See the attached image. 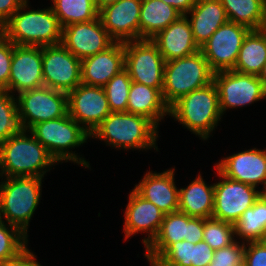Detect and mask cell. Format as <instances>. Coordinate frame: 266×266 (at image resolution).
Listing matches in <instances>:
<instances>
[{
	"label": "cell",
	"mask_w": 266,
	"mask_h": 266,
	"mask_svg": "<svg viewBox=\"0 0 266 266\" xmlns=\"http://www.w3.org/2000/svg\"><path fill=\"white\" fill-rule=\"evenodd\" d=\"M37 257L27 248L15 259L6 261L0 266H43L37 262Z\"/></svg>",
	"instance_id": "obj_43"
},
{
	"label": "cell",
	"mask_w": 266,
	"mask_h": 266,
	"mask_svg": "<svg viewBox=\"0 0 266 266\" xmlns=\"http://www.w3.org/2000/svg\"><path fill=\"white\" fill-rule=\"evenodd\" d=\"M29 131L58 163L71 161L82 165L84 169L91 168L85 158L80 157L78 153H75L76 151H72L87 143L90 133L71 118L69 114L37 123Z\"/></svg>",
	"instance_id": "obj_6"
},
{
	"label": "cell",
	"mask_w": 266,
	"mask_h": 266,
	"mask_svg": "<svg viewBox=\"0 0 266 266\" xmlns=\"http://www.w3.org/2000/svg\"><path fill=\"white\" fill-rule=\"evenodd\" d=\"M214 72L199 50L190 56L165 62L162 97L170 108L188 93L213 82Z\"/></svg>",
	"instance_id": "obj_7"
},
{
	"label": "cell",
	"mask_w": 266,
	"mask_h": 266,
	"mask_svg": "<svg viewBox=\"0 0 266 266\" xmlns=\"http://www.w3.org/2000/svg\"><path fill=\"white\" fill-rule=\"evenodd\" d=\"M237 266H246V264L243 262V263H241L240 265H237Z\"/></svg>",
	"instance_id": "obj_49"
},
{
	"label": "cell",
	"mask_w": 266,
	"mask_h": 266,
	"mask_svg": "<svg viewBox=\"0 0 266 266\" xmlns=\"http://www.w3.org/2000/svg\"><path fill=\"white\" fill-rule=\"evenodd\" d=\"M182 14L161 0H142L140 11V39H152Z\"/></svg>",
	"instance_id": "obj_27"
},
{
	"label": "cell",
	"mask_w": 266,
	"mask_h": 266,
	"mask_svg": "<svg viewBox=\"0 0 266 266\" xmlns=\"http://www.w3.org/2000/svg\"><path fill=\"white\" fill-rule=\"evenodd\" d=\"M265 28H266V0H265Z\"/></svg>",
	"instance_id": "obj_48"
},
{
	"label": "cell",
	"mask_w": 266,
	"mask_h": 266,
	"mask_svg": "<svg viewBox=\"0 0 266 266\" xmlns=\"http://www.w3.org/2000/svg\"><path fill=\"white\" fill-rule=\"evenodd\" d=\"M13 56V43L0 35V90L8 91L10 68Z\"/></svg>",
	"instance_id": "obj_38"
},
{
	"label": "cell",
	"mask_w": 266,
	"mask_h": 266,
	"mask_svg": "<svg viewBox=\"0 0 266 266\" xmlns=\"http://www.w3.org/2000/svg\"><path fill=\"white\" fill-rule=\"evenodd\" d=\"M164 3L171 5L182 15H186L195 5L196 0H161Z\"/></svg>",
	"instance_id": "obj_44"
},
{
	"label": "cell",
	"mask_w": 266,
	"mask_h": 266,
	"mask_svg": "<svg viewBox=\"0 0 266 266\" xmlns=\"http://www.w3.org/2000/svg\"><path fill=\"white\" fill-rule=\"evenodd\" d=\"M266 63V28L250 30L240 48L233 71L258 76Z\"/></svg>",
	"instance_id": "obj_28"
},
{
	"label": "cell",
	"mask_w": 266,
	"mask_h": 266,
	"mask_svg": "<svg viewBox=\"0 0 266 266\" xmlns=\"http://www.w3.org/2000/svg\"><path fill=\"white\" fill-rule=\"evenodd\" d=\"M246 266H266V240L245 243Z\"/></svg>",
	"instance_id": "obj_39"
},
{
	"label": "cell",
	"mask_w": 266,
	"mask_h": 266,
	"mask_svg": "<svg viewBox=\"0 0 266 266\" xmlns=\"http://www.w3.org/2000/svg\"><path fill=\"white\" fill-rule=\"evenodd\" d=\"M125 66L133 82L157 88L162 93L165 60L151 39L124 42Z\"/></svg>",
	"instance_id": "obj_8"
},
{
	"label": "cell",
	"mask_w": 266,
	"mask_h": 266,
	"mask_svg": "<svg viewBox=\"0 0 266 266\" xmlns=\"http://www.w3.org/2000/svg\"><path fill=\"white\" fill-rule=\"evenodd\" d=\"M189 216L182 212L165 214L153 241L145 248L144 257L151 264L171 243L188 238Z\"/></svg>",
	"instance_id": "obj_26"
},
{
	"label": "cell",
	"mask_w": 266,
	"mask_h": 266,
	"mask_svg": "<svg viewBox=\"0 0 266 266\" xmlns=\"http://www.w3.org/2000/svg\"><path fill=\"white\" fill-rule=\"evenodd\" d=\"M151 40L157 45L165 62L190 56L200 50L186 15L180 16Z\"/></svg>",
	"instance_id": "obj_22"
},
{
	"label": "cell",
	"mask_w": 266,
	"mask_h": 266,
	"mask_svg": "<svg viewBox=\"0 0 266 266\" xmlns=\"http://www.w3.org/2000/svg\"><path fill=\"white\" fill-rule=\"evenodd\" d=\"M51 8L63 27L99 17L94 0H51Z\"/></svg>",
	"instance_id": "obj_31"
},
{
	"label": "cell",
	"mask_w": 266,
	"mask_h": 266,
	"mask_svg": "<svg viewBox=\"0 0 266 266\" xmlns=\"http://www.w3.org/2000/svg\"><path fill=\"white\" fill-rule=\"evenodd\" d=\"M67 95L69 116L90 134L111 113L103 87L81 83Z\"/></svg>",
	"instance_id": "obj_14"
},
{
	"label": "cell",
	"mask_w": 266,
	"mask_h": 266,
	"mask_svg": "<svg viewBox=\"0 0 266 266\" xmlns=\"http://www.w3.org/2000/svg\"><path fill=\"white\" fill-rule=\"evenodd\" d=\"M203 231L204 218L189 216V232L188 238H185V240L193 244L203 241Z\"/></svg>",
	"instance_id": "obj_41"
},
{
	"label": "cell",
	"mask_w": 266,
	"mask_h": 266,
	"mask_svg": "<svg viewBox=\"0 0 266 266\" xmlns=\"http://www.w3.org/2000/svg\"><path fill=\"white\" fill-rule=\"evenodd\" d=\"M128 197L124 212V240L126 241L139 232H145L147 238L144 237L142 240L146 248L157 235L165 214L152 202L141 197L134 189L130 191Z\"/></svg>",
	"instance_id": "obj_19"
},
{
	"label": "cell",
	"mask_w": 266,
	"mask_h": 266,
	"mask_svg": "<svg viewBox=\"0 0 266 266\" xmlns=\"http://www.w3.org/2000/svg\"><path fill=\"white\" fill-rule=\"evenodd\" d=\"M124 43L114 42L106 50L81 60V81L90 86L104 87L124 70Z\"/></svg>",
	"instance_id": "obj_21"
},
{
	"label": "cell",
	"mask_w": 266,
	"mask_h": 266,
	"mask_svg": "<svg viewBox=\"0 0 266 266\" xmlns=\"http://www.w3.org/2000/svg\"><path fill=\"white\" fill-rule=\"evenodd\" d=\"M249 31L246 26L227 21L200 47L214 73L234 69L240 48Z\"/></svg>",
	"instance_id": "obj_12"
},
{
	"label": "cell",
	"mask_w": 266,
	"mask_h": 266,
	"mask_svg": "<svg viewBox=\"0 0 266 266\" xmlns=\"http://www.w3.org/2000/svg\"><path fill=\"white\" fill-rule=\"evenodd\" d=\"M98 10L102 9L106 5L116 3L118 0H94Z\"/></svg>",
	"instance_id": "obj_45"
},
{
	"label": "cell",
	"mask_w": 266,
	"mask_h": 266,
	"mask_svg": "<svg viewBox=\"0 0 266 266\" xmlns=\"http://www.w3.org/2000/svg\"><path fill=\"white\" fill-rule=\"evenodd\" d=\"M44 86L69 93L82 83L81 60L62 44L42 47Z\"/></svg>",
	"instance_id": "obj_11"
},
{
	"label": "cell",
	"mask_w": 266,
	"mask_h": 266,
	"mask_svg": "<svg viewBox=\"0 0 266 266\" xmlns=\"http://www.w3.org/2000/svg\"><path fill=\"white\" fill-rule=\"evenodd\" d=\"M235 240L234 224L214 218L204 219L203 241L213 250L226 247Z\"/></svg>",
	"instance_id": "obj_35"
},
{
	"label": "cell",
	"mask_w": 266,
	"mask_h": 266,
	"mask_svg": "<svg viewBox=\"0 0 266 266\" xmlns=\"http://www.w3.org/2000/svg\"><path fill=\"white\" fill-rule=\"evenodd\" d=\"M57 164L54 157L29 130L0 143L1 177L44 178Z\"/></svg>",
	"instance_id": "obj_2"
},
{
	"label": "cell",
	"mask_w": 266,
	"mask_h": 266,
	"mask_svg": "<svg viewBox=\"0 0 266 266\" xmlns=\"http://www.w3.org/2000/svg\"><path fill=\"white\" fill-rule=\"evenodd\" d=\"M142 0H118L99 10V18L115 42L140 40Z\"/></svg>",
	"instance_id": "obj_17"
},
{
	"label": "cell",
	"mask_w": 266,
	"mask_h": 266,
	"mask_svg": "<svg viewBox=\"0 0 266 266\" xmlns=\"http://www.w3.org/2000/svg\"><path fill=\"white\" fill-rule=\"evenodd\" d=\"M175 167L163 172L147 171L134 190L152 202L164 214L174 213L179 207V189L175 185Z\"/></svg>",
	"instance_id": "obj_20"
},
{
	"label": "cell",
	"mask_w": 266,
	"mask_h": 266,
	"mask_svg": "<svg viewBox=\"0 0 266 266\" xmlns=\"http://www.w3.org/2000/svg\"><path fill=\"white\" fill-rule=\"evenodd\" d=\"M0 178V219L18 227L28 236L29 222L42 197L43 178Z\"/></svg>",
	"instance_id": "obj_5"
},
{
	"label": "cell",
	"mask_w": 266,
	"mask_h": 266,
	"mask_svg": "<svg viewBox=\"0 0 266 266\" xmlns=\"http://www.w3.org/2000/svg\"><path fill=\"white\" fill-rule=\"evenodd\" d=\"M28 3L26 0L1 27L2 34L15 45L44 47L61 44L62 26L51 6L30 10Z\"/></svg>",
	"instance_id": "obj_3"
},
{
	"label": "cell",
	"mask_w": 266,
	"mask_h": 266,
	"mask_svg": "<svg viewBox=\"0 0 266 266\" xmlns=\"http://www.w3.org/2000/svg\"><path fill=\"white\" fill-rule=\"evenodd\" d=\"M169 116L203 141L207 140L222 118L215 83L182 96L169 108Z\"/></svg>",
	"instance_id": "obj_4"
},
{
	"label": "cell",
	"mask_w": 266,
	"mask_h": 266,
	"mask_svg": "<svg viewBox=\"0 0 266 266\" xmlns=\"http://www.w3.org/2000/svg\"><path fill=\"white\" fill-rule=\"evenodd\" d=\"M43 86L42 47L13 44L8 91L16 96Z\"/></svg>",
	"instance_id": "obj_16"
},
{
	"label": "cell",
	"mask_w": 266,
	"mask_h": 266,
	"mask_svg": "<svg viewBox=\"0 0 266 266\" xmlns=\"http://www.w3.org/2000/svg\"><path fill=\"white\" fill-rule=\"evenodd\" d=\"M26 0H0V27L21 7Z\"/></svg>",
	"instance_id": "obj_42"
},
{
	"label": "cell",
	"mask_w": 266,
	"mask_h": 266,
	"mask_svg": "<svg viewBox=\"0 0 266 266\" xmlns=\"http://www.w3.org/2000/svg\"><path fill=\"white\" fill-rule=\"evenodd\" d=\"M114 42L99 17L62 28L61 44L80 60L106 50Z\"/></svg>",
	"instance_id": "obj_15"
},
{
	"label": "cell",
	"mask_w": 266,
	"mask_h": 266,
	"mask_svg": "<svg viewBox=\"0 0 266 266\" xmlns=\"http://www.w3.org/2000/svg\"><path fill=\"white\" fill-rule=\"evenodd\" d=\"M213 82L219 97L222 115L228 109H236L266 98V91L256 75L239 73L233 70L214 73Z\"/></svg>",
	"instance_id": "obj_10"
},
{
	"label": "cell",
	"mask_w": 266,
	"mask_h": 266,
	"mask_svg": "<svg viewBox=\"0 0 266 266\" xmlns=\"http://www.w3.org/2000/svg\"><path fill=\"white\" fill-rule=\"evenodd\" d=\"M24 130L16 97L7 90H0V143Z\"/></svg>",
	"instance_id": "obj_32"
},
{
	"label": "cell",
	"mask_w": 266,
	"mask_h": 266,
	"mask_svg": "<svg viewBox=\"0 0 266 266\" xmlns=\"http://www.w3.org/2000/svg\"><path fill=\"white\" fill-rule=\"evenodd\" d=\"M27 246L28 236L18 227L0 219V265L18 257Z\"/></svg>",
	"instance_id": "obj_33"
},
{
	"label": "cell",
	"mask_w": 266,
	"mask_h": 266,
	"mask_svg": "<svg viewBox=\"0 0 266 266\" xmlns=\"http://www.w3.org/2000/svg\"><path fill=\"white\" fill-rule=\"evenodd\" d=\"M228 21L250 30L265 28V0H220Z\"/></svg>",
	"instance_id": "obj_30"
},
{
	"label": "cell",
	"mask_w": 266,
	"mask_h": 266,
	"mask_svg": "<svg viewBox=\"0 0 266 266\" xmlns=\"http://www.w3.org/2000/svg\"><path fill=\"white\" fill-rule=\"evenodd\" d=\"M235 239L242 243L266 240V202L260 197L234 224Z\"/></svg>",
	"instance_id": "obj_29"
},
{
	"label": "cell",
	"mask_w": 266,
	"mask_h": 266,
	"mask_svg": "<svg viewBox=\"0 0 266 266\" xmlns=\"http://www.w3.org/2000/svg\"><path fill=\"white\" fill-rule=\"evenodd\" d=\"M259 80L262 82V85L266 91V63L263 65L261 71L259 72L258 76Z\"/></svg>",
	"instance_id": "obj_46"
},
{
	"label": "cell",
	"mask_w": 266,
	"mask_h": 266,
	"mask_svg": "<svg viewBox=\"0 0 266 266\" xmlns=\"http://www.w3.org/2000/svg\"><path fill=\"white\" fill-rule=\"evenodd\" d=\"M192 243L183 240L171 243L150 266H191Z\"/></svg>",
	"instance_id": "obj_36"
},
{
	"label": "cell",
	"mask_w": 266,
	"mask_h": 266,
	"mask_svg": "<svg viewBox=\"0 0 266 266\" xmlns=\"http://www.w3.org/2000/svg\"><path fill=\"white\" fill-rule=\"evenodd\" d=\"M158 127L147 117L128 112H111L90 134L106 146L119 150H151L158 146Z\"/></svg>",
	"instance_id": "obj_1"
},
{
	"label": "cell",
	"mask_w": 266,
	"mask_h": 266,
	"mask_svg": "<svg viewBox=\"0 0 266 266\" xmlns=\"http://www.w3.org/2000/svg\"><path fill=\"white\" fill-rule=\"evenodd\" d=\"M214 183V210L212 218L235 224L244 211L259 198V188L223 176Z\"/></svg>",
	"instance_id": "obj_13"
},
{
	"label": "cell",
	"mask_w": 266,
	"mask_h": 266,
	"mask_svg": "<svg viewBox=\"0 0 266 266\" xmlns=\"http://www.w3.org/2000/svg\"><path fill=\"white\" fill-rule=\"evenodd\" d=\"M245 243L237 239L230 245L214 250V256L208 266H237L244 262Z\"/></svg>",
	"instance_id": "obj_37"
},
{
	"label": "cell",
	"mask_w": 266,
	"mask_h": 266,
	"mask_svg": "<svg viewBox=\"0 0 266 266\" xmlns=\"http://www.w3.org/2000/svg\"><path fill=\"white\" fill-rule=\"evenodd\" d=\"M131 83L132 80L124 69L112 77L103 87L111 112H127Z\"/></svg>",
	"instance_id": "obj_34"
},
{
	"label": "cell",
	"mask_w": 266,
	"mask_h": 266,
	"mask_svg": "<svg viewBox=\"0 0 266 266\" xmlns=\"http://www.w3.org/2000/svg\"><path fill=\"white\" fill-rule=\"evenodd\" d=\"M16 95L18 111L25 130H29L37 123L68 114L67 93L43 86Z\"/></svg>",
	"instance_id": "obj_9"
},
{
	"label": "cell",
	"mask_w": 266,
	"mask_h": 266,
	"mask_svg": "<svg viewBox=\"0 0 266 266\" xmlns=\"http://www.w3.org/2000/svg\"><path fill=\"white\" fill-rule=\"evenodd\" d=\"M127 112L145 116L159 127V122L169 115V107L165 104L162 93L157 88L132 81Z\"/></svg>",
	"instance_id": "obj_24"
},
{
	"label": "cell",
	"mask_w": 266,
	"mask_h": 266,
	"mask_svg": "<svg viewBox=\"0 0 266 266\" xmlns=\"http://www.w3.org/2000/svg\"><path fill=\"white\" fill-rule=\"evenodd\" d=\"M214 167L229 179L258 188L266 182V149L251 148L234 153Z\"/></svg>",
	"instance_id": "obj_18"
},
{
	"label": "cell",
	"mask_w": 266,
	"mask_h": 266,
	"mask_svg": "<svg viewBox=\"0 0 266 266\" xmlns=\"http://www.w3.org/2000/svg\"><path fill=\"white\" fill-rule=\"evenodd\" d=\"M186 17L190 22L194 41L199 48L228 21L220 0H196Z\"/></svg>",
	"instance_id": "obj_23"
},
{
	"label": "cell",
	"mask_w": 266,
	"mask_h": 266,
	"mask_svg": "<svg viewBox=\"0 0 266 266\" xmlns=\"http://www.w3.org/2000/svg\"><path fill=\"white\" fill-rule=\"evenodd\" d=\"M214 256V250L205 242L192 243L191 266H208Z\"/></svg>",
	"instance_id": "obj_40"
},
{
	"label": "cell",
	"mask_w": 266,
	"mask_h": 266,
	"mask_svg": "<svg viewBox=\"0 0 266 266\" xmlns=\"http://www.w3.org/2000/svg\"><path fill=\"white\" fill-rule=\"evenodd\" d=\"M214 210V184L205 183L201 174L179 189L178 211L190 217L212 218Z\"/></svg>",
	"instance_id": "obj_25"
},
{
	"label": "cell",
	"mask_w": 266,
	"mask_h": 266,
	"mask_svg": "<svg viewBox=\"0 0 266 266\" xmlns=\"http://www.w3.org/2000/svg\"><path fill=\"white\" fill-rule=\"evenodd\" d=\"M259 197L266 202V182L263 184L261 190H259Z\"/></svg>",
	"instance_id": "obj_47"
}]
</instances>
